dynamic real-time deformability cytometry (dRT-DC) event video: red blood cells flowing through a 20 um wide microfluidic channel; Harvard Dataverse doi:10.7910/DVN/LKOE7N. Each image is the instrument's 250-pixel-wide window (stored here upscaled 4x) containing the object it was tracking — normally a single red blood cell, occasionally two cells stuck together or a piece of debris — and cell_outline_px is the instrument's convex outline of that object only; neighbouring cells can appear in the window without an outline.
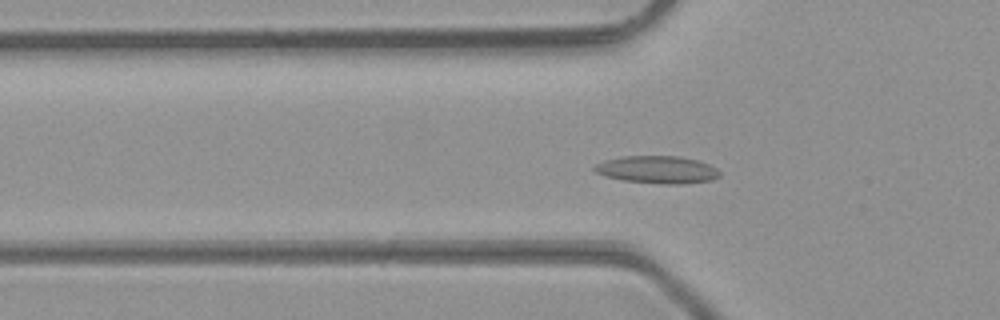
{"species": "common noctule bat (a hibernating species)", "species_latin": "Nyctalus noctula", "temperature_condition": "room temperature", "stored_images_in_passage": 48, "camera_frame_rate_fps": 3000, "um_per_image_px": 0.085, "animal": {"sex": "male", "body_mass_g": 23.1, "forearm_length_mm": 52.7}, "frame": {"image": 1, "passage_image": 16, "time_ms": 5.0, "image_size_px": [1000, 320], "cell_outline_px": [[720, 176], [712, 180], [684, 184], [664, 184], [624, 180], [604, 176], [596, 172], [592, 168], [596, 164], [604, 160], [624, 156], [676, 156], [700, 160], [716, 168], [720, 172]], "centroid_in_image_um": [55.89, 14.42], "position_along_channel_um": 69.9, "area_um2": 20.11}}
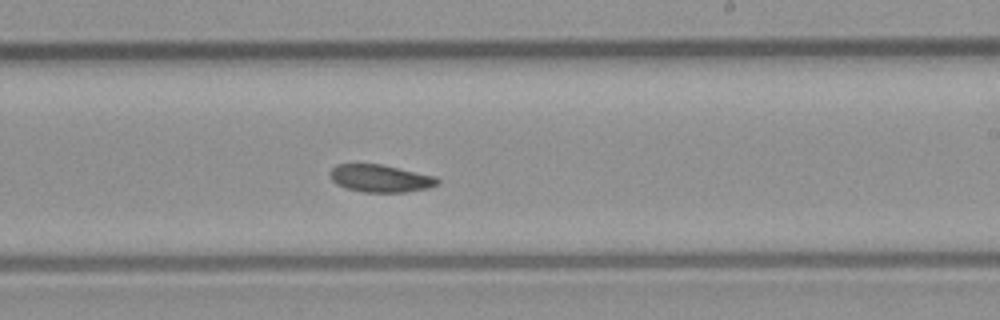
{"frame": {"image": 2, "passage_image": 29, "time_ms": 9.333, "image_size_px": [1000, 320], "cell_outline_px": [[440, 180], [436, 184], [428, 188], [408, 192], [364, 192], [344, 188], [336, 184], [332, 180], [328, 172], [336, 164], [380, 164], [436, 176]], "centroid_in_image_um": [32.3, 15.16], "position_along_channel_um": 256.7, "area_um2": 17.28}}
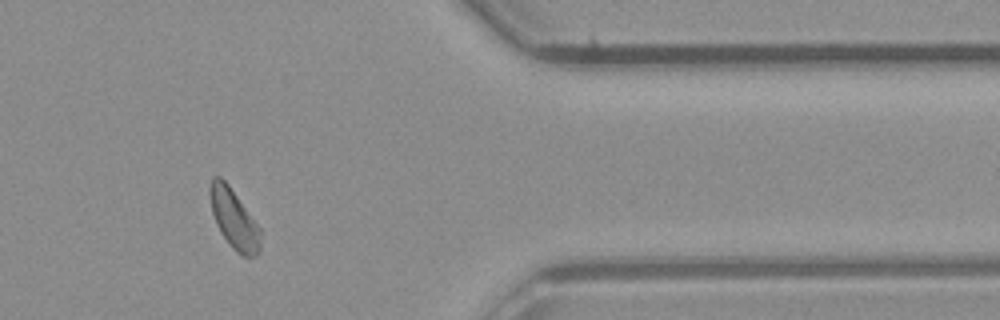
{"frame": {"image": 3, "passage_image": 40, "time_ms": 13.0, "image_size_px": [1000, 320], "cell_outline_px": [[260, 252], [256, 256], [244, 256], [236, 252], [228, 244], [220, 232], [216, 224], [212, 212], [208, 192], [208, 188], [212, 176], [220, 176], [228, 184], [260, 228]], "centroid_in_image_um": [19.85, 18.61], "position_along_channel_um": 391.5, "area_um2": 17.57}, "authors_computed_cell_mechanics": {"area_um2": 17.918, "velocity_mm_per_s": 4.2948, "shape_relaxation_time_tau1_ms": 7.1418, "shape_relaxation_time_tau2_ms": null, "deformation_change_tau1": 0.1206, "deformation_change_tau2": null}}